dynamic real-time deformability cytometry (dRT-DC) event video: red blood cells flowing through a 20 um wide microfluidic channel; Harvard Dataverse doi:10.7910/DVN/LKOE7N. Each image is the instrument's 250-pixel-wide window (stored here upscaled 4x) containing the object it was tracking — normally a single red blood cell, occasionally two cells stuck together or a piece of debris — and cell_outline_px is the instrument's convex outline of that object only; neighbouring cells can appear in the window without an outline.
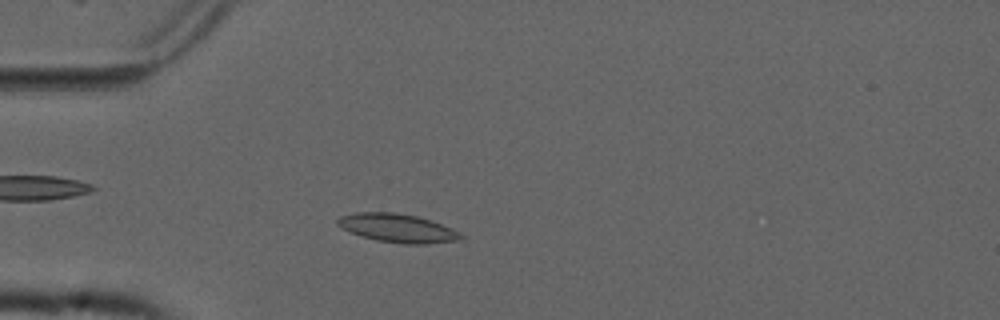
{"species": "common noctule bat (a hibernating species)", "species_latin": "Nyctalus noctula", "temperature_condition": "cold", "stored_images_in_passage": 51, "camera_frame_rate_fps": 3000, "um_per_image_px": 0.085, "animal": {"sex": "male", "forearm_length_mm": 52.5}, "frame": {"image": 1, "passage_image": 12, "time_ms": 3.667, "image_size_px": [1000, 320], "cell_outline_px": [[464, 236], [460, 240], [428, 244], [404, 244], [376, 240], [360, 236], [336, 224], [336, 220], [340, 216], [356, 212], [396, 212], [416, 216], [452, 228], [460, 232]], "centroid_in_image_um": [33.79, 19.39], "position_along_channel_um": 51.2, "area_um2": 20.46}}
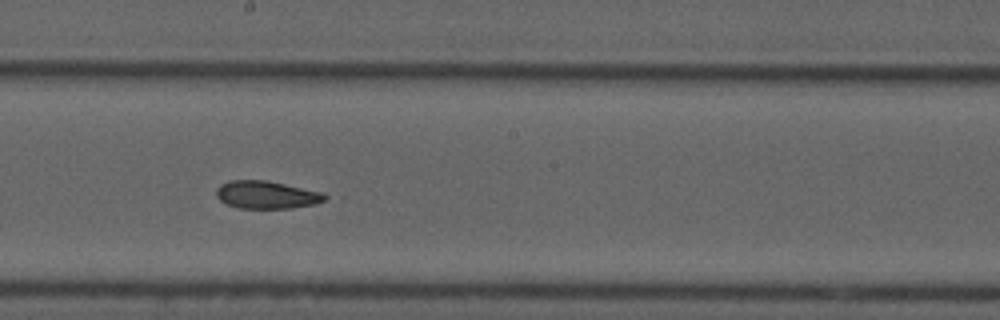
{"frame": {"image": 2, "passage_image": 27, "time_ms": 8.667, "image_size_px": [1000, 320], "cell_outline_px": [[328, 196], [324, 200], [316, 204], [292, 208], [240, 208], [228, 204], [220, 200], [216, 196], [216, 188], [220, 184], [232, 180], [264, 180], [284, 184], [320, 192]], "centroid_in_image_um": [22.63, 16.56], "position_along_channel_um": 225.6, "area_um2": 17.34}}
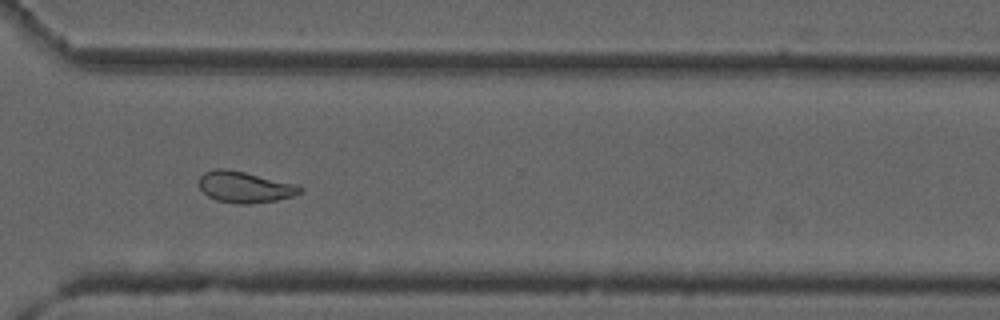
{"frame": {"image": 3, "passage_image": 37, "time_ms": 12.0, "image_size_px": [1000, 320], "cell_outline_px": [[304, 192], [292, 196], [276, 200], [248, 204], [236, 204], [216, 200], [208, 196], [200, 188], [200, 176], [204, 172], [216, 168], [228, 168], [296, 184], [304, 188]], "centroid_in_image_um": [20.82, 15.89], "position_along_channel_um": 349.8, "area_um2": 18.44}, "authors_computed_cell_mechanics": {"area_um2": 18.9584, "velocity_mm_per_s": 3.7278, "shape_relaxation_time_tau1_ms": null, "shape_relaxation_time_tau2_ms": 6.0388, "deformation_change_tau1": null, "deformation_change_tau2": 0.1241}}